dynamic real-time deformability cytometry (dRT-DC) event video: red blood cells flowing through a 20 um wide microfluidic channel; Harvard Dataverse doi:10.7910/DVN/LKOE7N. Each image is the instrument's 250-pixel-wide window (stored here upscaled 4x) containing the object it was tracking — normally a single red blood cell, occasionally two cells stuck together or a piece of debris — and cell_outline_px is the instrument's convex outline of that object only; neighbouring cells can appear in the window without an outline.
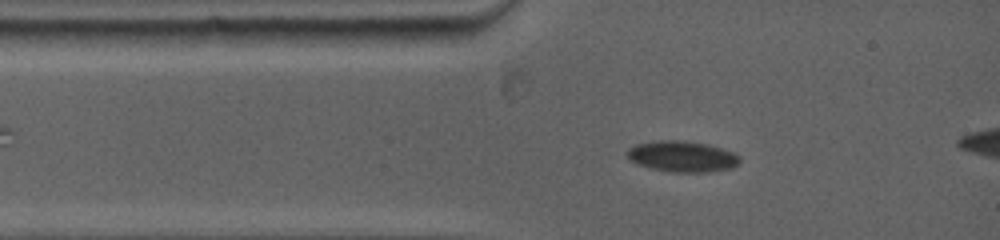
{"species": "common noctule bat (a hibernating species)", "species_latin": "Nyctalus noctula", "temperature_condition": "warm", "stored_images_in_passage": 30, "camera_frame_rate_fps": 5000, "um_per_image_px": 0.085, "animal": {"sex": "female", "body_mass_g": 19.0, "forearm_length_mm": 53.3}, "frame": {"image": 1, "passage_image": 3, "time_ms": 1.0, "image_size_px": [1000, 240], "cell_outline_px": [[740, 160], [732, 168], [708, 172], [668, 172], [636, 164], [628, 156], [628, 148], [636, 144], [660, 140], [684, 140], [708, 144], [736, 152], [740, 156]], "centroid_in_image_um": [58.02, 13.29], "position_along_channel_um": 27.0, "area_um2": 20.4}}
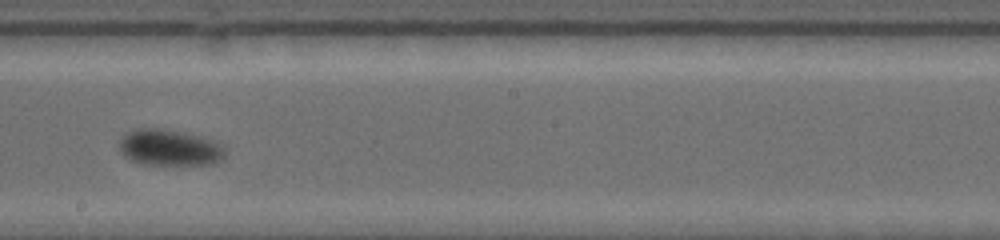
{"frame": {"image": 2, "passage_image": 15, "time_ms": 6.8, "image_size_px": [1000, 240], "cell_outline_px": [[228, 152], [220, 160], [212, 164], [144, 164], [132, 160], [124, 156], [120, 152], [120, 140], [124, 136], [140, 128], [156, 128], [196, 136], [212, 140], [220, 144]], "centroid_in_image_um": [14.43, 12.57], "position_along_channel_um": 233.8, "area_um2": 21.68}}
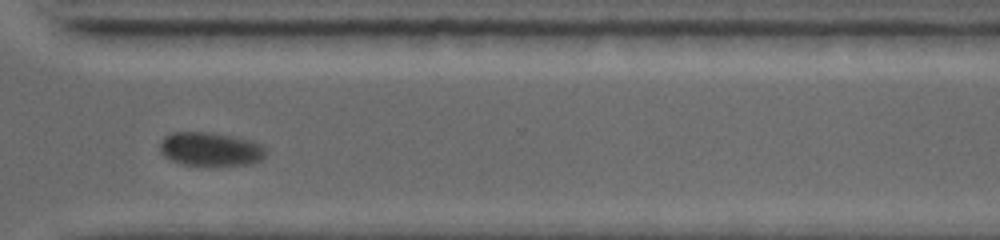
{"frame": {"image": 3, "passage_image": 22, "time_ms": 10.0, "image_size_px": [1000, 240], "cell_outline_px": [[268, 152], [264, 160], [256, 164], [208, 168], [204, 168], [180, 164], [168, 160], [160, 152], [160, 144], [168, 136], [176, 132], [200, 132], [248, 140], [260, 144]], "centroid_in_image_um": [17.93, 12.78], "position_along_channel_um": 352.7, "area_um2": 21.39}}